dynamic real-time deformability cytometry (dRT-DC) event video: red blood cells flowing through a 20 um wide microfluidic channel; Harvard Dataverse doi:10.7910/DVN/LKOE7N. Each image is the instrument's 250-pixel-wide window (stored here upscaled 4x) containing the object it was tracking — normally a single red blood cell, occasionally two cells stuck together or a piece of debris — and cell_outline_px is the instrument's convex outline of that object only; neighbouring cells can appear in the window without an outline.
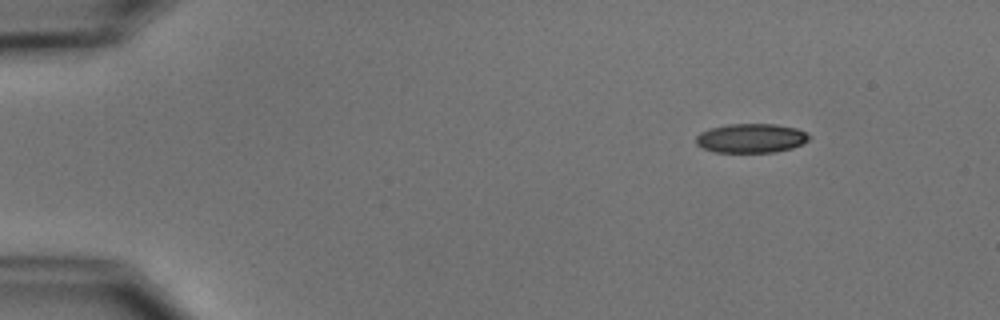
{"species": "common noctule bat (a hibernating species)", "species_latin": "Nyctalus noctula", "temperature_condition": "cold", "stored_images_in_passage": 4, "camera_frame_rate_fps": 3000, "um_per_image_px": 0.085, "animal": {"sex": "male", "body_mass_g": 15.6}, "frame": {"image": 1, "passage_image": 1, "time_ms": 0.0, "image_size_px": [1000, 320], "cell_outline_px": [[812, 136], [808, 140], [792, 148], [776, 152], [716, 152], [704, 148], [696, 144], [696, 136], [700, 132], [712, 128], [728, 124], [776, 124], [796, 128]], "centroid_in_image_um": [63.85, 11.74], "position_along_channel_um": 21.2, "area_um2": 19.13}}
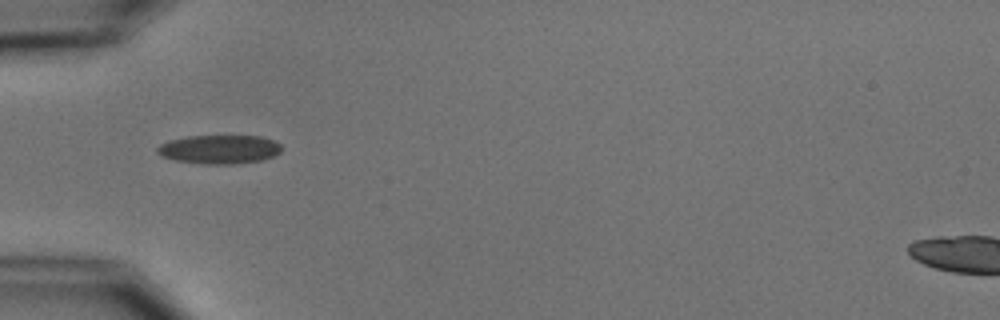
{"frame": {"image": 2, "passage_image": 4, "time_ms": 3.667, "image_size_px": [1000, 320], "cell_outline_px": [[280, 152], [272, 156], [260, 160], [236, 164], [200, 164], [176, 160], [160, 156], [156, 152], [156, 148], [160, 144], [168, 140], [188, 136], [260, 136], [272, 140], [280, 144]], "centroid_in_image_um": [18.59, 12.69], "position_along_channel_um": 66.4, "area_um2": 20.87}}